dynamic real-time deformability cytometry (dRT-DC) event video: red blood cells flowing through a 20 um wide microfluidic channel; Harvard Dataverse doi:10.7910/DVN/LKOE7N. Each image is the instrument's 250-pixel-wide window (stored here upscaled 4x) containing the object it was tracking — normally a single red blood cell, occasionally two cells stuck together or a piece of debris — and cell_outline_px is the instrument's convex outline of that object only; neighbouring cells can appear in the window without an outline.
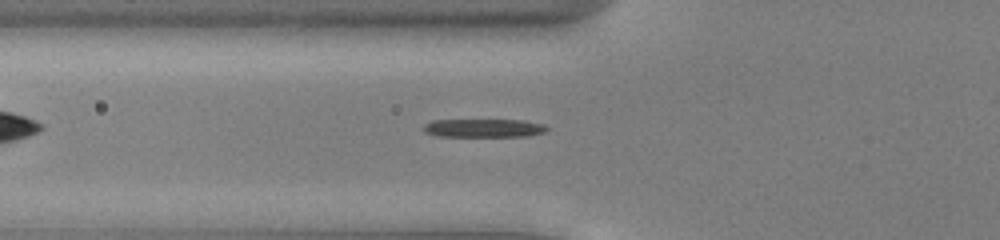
{"species": "common noctule bat (a hibernating species)", "species_latin": "Nyctalus noctula", "temperature_condition": "cold", "stored_images_in_passage": 39, "camera_frame_rate_fps": 3000, "um_per_image_px": 0.085, "animal": {"sex": "male", "body_mass_g": 13.0, "forearm_length_mm": 53.1}, "frame": {"image": 1, "passage_image": 5, "time_ms": 1.333, "image_size_px": [1000, 240], "cell_outline_px": [[548, 128], [544, 132], [528, 136], [436, 136], [424, 132], [420, 128], [424, 124], [432, 120], [524, 120], [544, 124]], "centroid_in_image_um": [41.07, 10.88], "position_along_channel_um": 84.7, "area_um2": 13.29}}
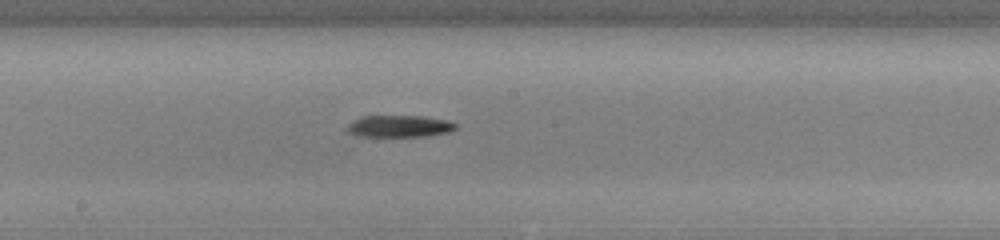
{"frame": {"image": 2, "passage_image": 15, "time_ms": 4.667, "image_size_px": [1000, 240], "cell_outline_px": [[456, 128], [448, 132], [428, 136], [360, 136], [352, 132], [348, 128], [348, 124], [360, 116], [424, 116], [448, 120], [456, 124]], "centroid_in_image_um": [34.0, 10.72], "position_along_channel_um": 214.2, "area_um2": 13.64}}
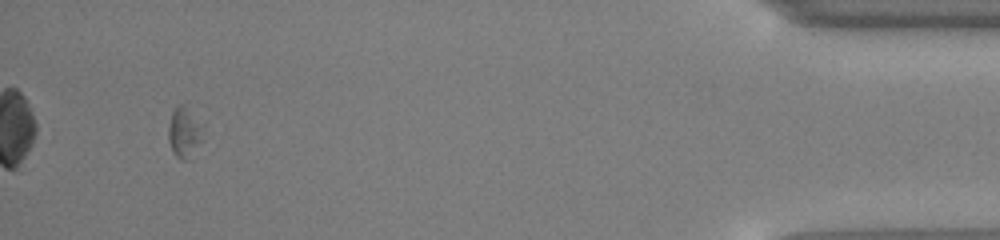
{"frame": {"image": 3, "passage_image": 36, "time_ms": 11.667, "image_size_px": [1000, 240], "cell_outline_px": [[208, 136], [188, 160], [184, 160], [176, 156], [172, 152], [168, 140], [168, 128], [172, 112], [180, 104], [184, 104], [200, 116], [204, 124]], "centroid_in_image_um": [15.79, 11.23], "position_along_channel_um": 419.4, "area_um2": 11.16}, "authors_computed_cell_mechanics": {"area_um2": 13.3518, "velocity_mm_per_s": 3.8733, "shape_relaxation_time_tau1_ms": 1.599, "shape_relaxation_time_tau2_ms": null, "deformation_change_tau1": 0.1347, "deformation_change_tau2": null}}